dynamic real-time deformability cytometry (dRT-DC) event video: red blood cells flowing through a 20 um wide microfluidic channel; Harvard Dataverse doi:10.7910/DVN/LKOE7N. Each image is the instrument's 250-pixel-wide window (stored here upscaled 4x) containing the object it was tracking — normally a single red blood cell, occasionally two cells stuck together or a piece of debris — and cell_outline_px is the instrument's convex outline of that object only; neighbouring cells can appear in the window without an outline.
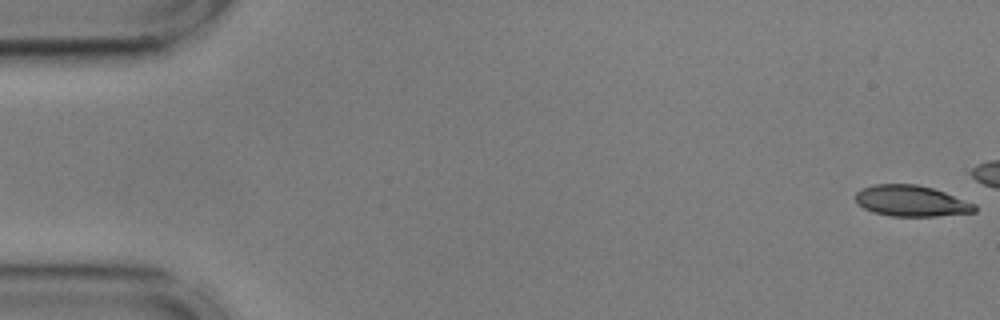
{"species": "common noctule bat (a hibernating species)", "species_latin": "Nyctalus noctula", "temperature_condition": "cold", "stored_images_in_passage": 17, "camera_frame_rate_fps": 3000, "um_per_image_px": 0.085, "animal": {"sex": "male", "body_mass_g": 17.9, "forearm_length_mm": 54.2}, "frame": {"image": 1, "passage_image": 1, "time_ms": 0.0, "image_size_px": [1000, 320], "cell_outline_px": [[976, 212], [936, 216], [892, 216], [872, 212], [856, 204], [856, 192], [864, 188], [876, 184], [916, 184], [932, 188], [944, 192], [976, 204]], "centroid_in_image_um": [77.45, 17.08], "position_along_channel_um": 7.5, "area_um2": 21.44}}